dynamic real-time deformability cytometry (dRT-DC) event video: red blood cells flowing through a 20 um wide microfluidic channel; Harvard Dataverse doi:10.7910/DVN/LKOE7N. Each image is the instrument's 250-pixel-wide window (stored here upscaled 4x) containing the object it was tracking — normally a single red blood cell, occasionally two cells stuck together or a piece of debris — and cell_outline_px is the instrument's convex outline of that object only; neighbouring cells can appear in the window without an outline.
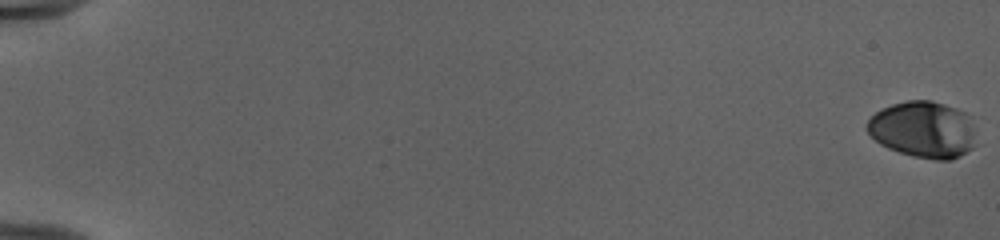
{"species": "human", "species_latin": "Homo sapiens", "temperature_condition": "cold", "stored_images_in_passage": 54, "camera_frame_rate_fps": 3000, "um_per_image_px": 0.085, "donor": {"sex": "female"}, "frame": {"image": 1, "passage_image": 1, "time_ms": 0.0, "image_size_px": [1000, 240], "cell_outline_px": [[980, 144], [960, 156], [952, 160], [936, 160], [912, 156], [888, 148], [880, 144], [864, 128], [868, 120], [876, 112], [892, 104], [908, 100], [932, 100], [956, 108], [964, 112], [972, 124]], "centroid_in_image_um": [78.51, 11.03], "position_along_channel_um": 6.5, "area_um2": 36.36}}
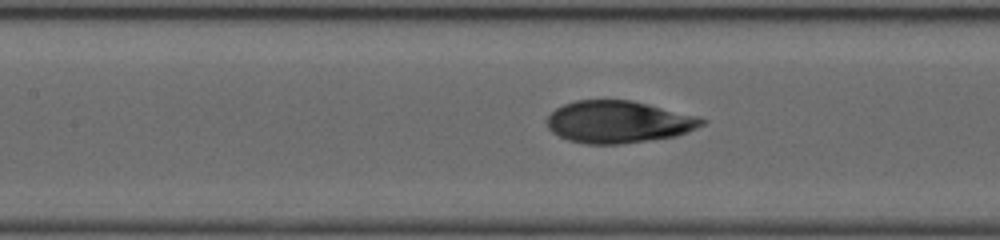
{"frame": {"image": 2, "passage_image": 28, "time_ms": 9.0, "image_size_px": [1000, 240], "cell_outline_px": [[708, 120], [704, 124], [688, 132], [676, 136], [620, 144], [588, 144], [568, 140], [552, 132], [548, 128], [548, 116], [556, 108], [564, 104], [576, 100], [632, 100], [696, 116]], "centroid_in_image_um": [52.57, 10.36], "position_along_channel_um": 154.8, "area_um2": 37.8}}
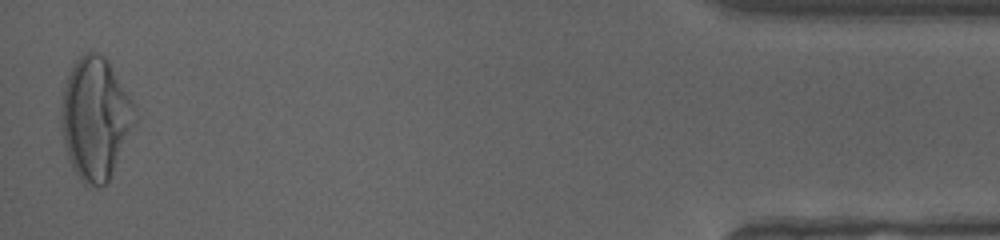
{"frame": {"image": 3, "passage_image": 54, "time_ms": 17.667, "image_size_px": [1000, 240], "cell_outline_px": [[136, 124], [108, 180], [104, 184], [96, 188], [84, 184], [80, 180], [72, 168], [68, 160], [64, 144], [60, 124], [60, 108], [64, 88], [68, 72], [76, 60], [84, 52], [96, 52], [104, 56], [108, 60], [132, 100], [136, 120]], "centroid_in_image_um": [8.08, 10.07], "position_along_channel_um": 427.1, "area_um2": 52.66}, "authors_computed_cell_mechanics": {"area_um2": 37.6567, "velocity_mm_per_s": 3.9825, "shape_relaxation_time_tau1_ms": 5.3181, "shape_relaxation_time_tau2_ms": 0.6599, "deformation_change_tau1": 0.2487, "deformation_change_tau2": 0.0405}}